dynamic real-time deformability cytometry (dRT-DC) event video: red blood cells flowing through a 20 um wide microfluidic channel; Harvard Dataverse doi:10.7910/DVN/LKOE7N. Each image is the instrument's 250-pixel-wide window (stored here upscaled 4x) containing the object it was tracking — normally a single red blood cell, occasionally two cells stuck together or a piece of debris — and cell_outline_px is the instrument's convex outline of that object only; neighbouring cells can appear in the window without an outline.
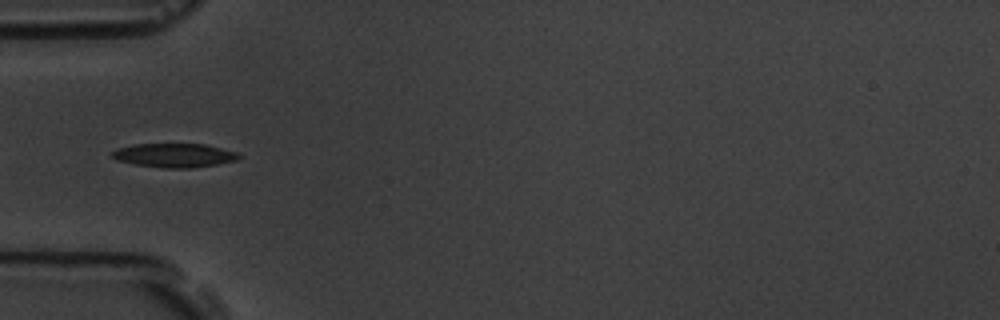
{"species": "common noctule bat (a hibernating species)", "species_latin": "Nyctalus noctula", "temperature_condition": "room temperature", "stored_images_in_passage": 8, "camera_frame_rate_fps": 3000, "um_per_image_px": 0.085, "animal": {"sex": "male", "body_mass_g": 19.5, "forearm_length_mm": 54.6}, "frame": {"image": 1, "passage_image": 5, "time_ms": 4.667, "image_size_px": [1000, 320], "cell_outline_px": [[240, 156], [236, 160], [216, 164], [192, 168], [164, 168], [136, 164], [116, 160], [112, 156], [112, 152], [116, 148], [136, 144], [204, 144], [236, 152]], "centroid_in_image_um": [14.78, 13.2], "position_along_channel_um": 70.2, "area_um2": 17.46}}
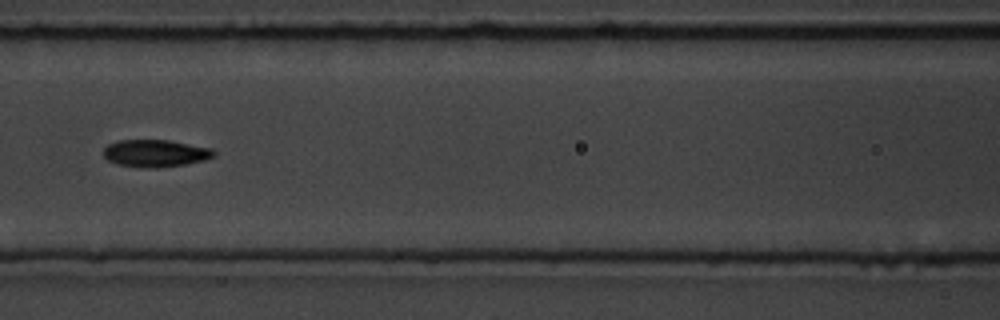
{"frame": {"image": 2, "passage_image": 7, "time_ms": 7.0, "image_size_px": [1000, 320], "cell_outline_px": [[216, 156], [204, 160], [184, 164], [156, 168], [148, 168], [116, 164], [108, 160], [104, 156], [104, 148], [108, 144], [116, 140], [168, 140], [212, 148], [216, 152]], "centroid_in_image_um": [13.21, 13.02], "position_along_channel_um": 153.4, "area_um2": 17.57}}
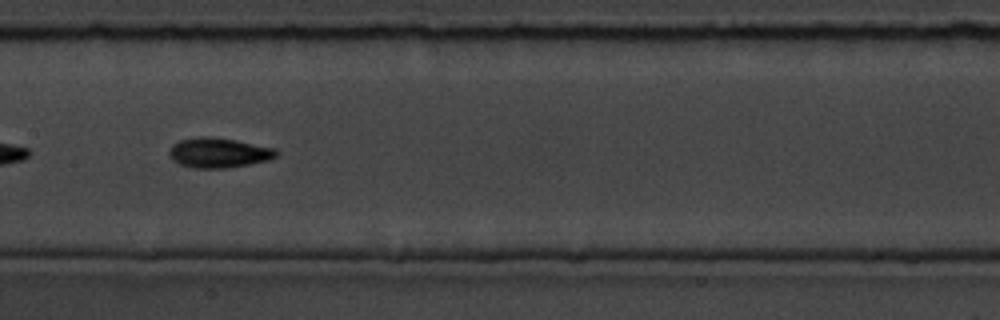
{"frame": {"image": 3, "passage_image": 8, "time_ms": 8.0, "image_size_px": [1000, 320], "cell_outline_px": [[280, 152], [276, 156], [268, 160], [228, 168], [192, 168], [180, 164], [172, 160], [168, 152], [172, 144], [180, 140], [196, 136], [212, 136], [236, 140], [276, 148]], "centroid_in_image_um": [18.58, 12.97], "position_along_channel_um": 188.8, "area_um2": 18.9}}